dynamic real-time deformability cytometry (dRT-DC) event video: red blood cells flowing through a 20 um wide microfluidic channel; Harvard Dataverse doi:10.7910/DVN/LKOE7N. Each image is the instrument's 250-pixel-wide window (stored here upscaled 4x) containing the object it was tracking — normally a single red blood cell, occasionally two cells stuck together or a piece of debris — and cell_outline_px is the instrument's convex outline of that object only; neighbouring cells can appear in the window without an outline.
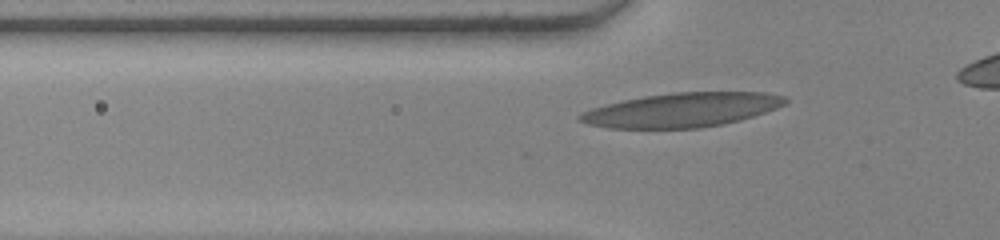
{"species": "human", "species_latin": "Homo sapiens", "temperature_condition": "warm", "stored_images_in_passage": 35, "camera_frame_rate_fps": 3000, "um_per_image_px": 0.085, "donor": {"sex": "female"}, "frame": {"image": 1, "passage_image": 5, "time_ms": 1.333, "image_size_px": [1000, 240], "cell_outline_px": [[788, 100], [784, 104], [776, 108], [740, 120], [724, 124], [700, 128], [608, 128], [588, 124], [576, 120], [576, 116], [580, 112], [592, 108], [624, 100], [644, 96], [676, 92], [764, 92], [784, 96]], "centroid_in_image_um": [57.92, 9.35], "position_along_channel_um": 67.9, "area_um2": 40.86}}
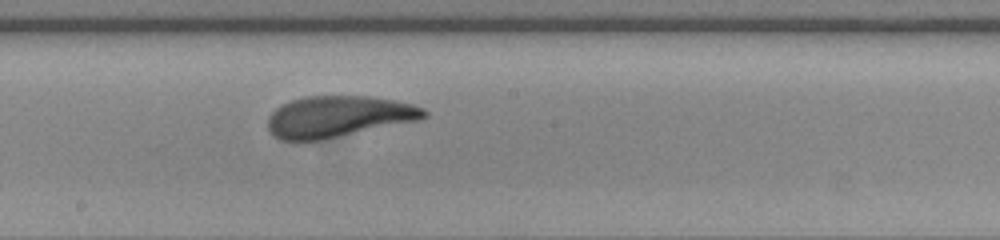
{"frame": {"image": 2, "passage_image": 17, "time_ms": 5.333, "image_size_px": [1000, 240], "cell_outline_px": [[428, 116], [420, 120], [320, 140], [280, 140], [272, 136], [268, 128], [268, 116], [280, 104], [304, 96], [368, 96], [392, 100], [412, 104], [424, 108], [428, 112]], "centroid_in_image_um": [28.74, 9.9], "position_along_channel_um": 219.5, "area_um2": 37.63}}
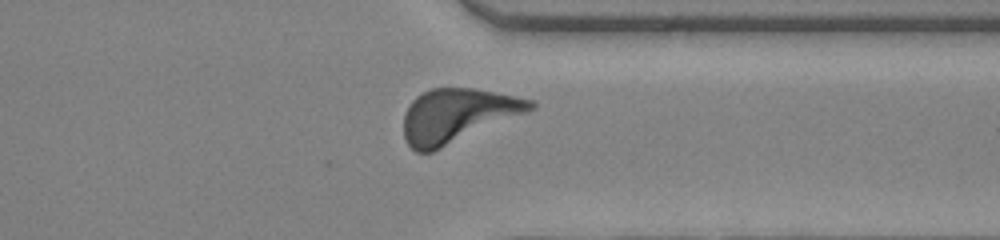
{"frame": {"image": 3, "passage_image": 29, "time_ms": 9.333, "image_size_px": [1000, 240], "cell_outline_px": [[536, 108], [528, 112], [432, 152], [416, 152], [408, 144], [404, 136], [404, 116], [412, 100], [416, 96], [432, 88], [472, 88], [536, 100]], "centroid_in_image_um": [38.9, 9.82], "position_along_channel_um": 372.5, "area_um2": 39.48}, "authors_computed_cell_mechanics": {"area_um2": 37.859, "velocity_mm_per_s": 3.8414, "shape_relaxation_time_tau1_ms": 4.0415, "shape_relaxation_time_tau2_ms": 1.6197, "deformation_change_tau1": 0.1752, "deformation_change_tau2": 0.0964}}